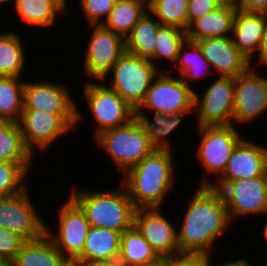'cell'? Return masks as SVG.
Returning <instances> with one entry per match:
<instances>
[{
    "label": "cell",
    "mask_w": 267,
    "mask_h": 266,
    "mask_svg": "<svg viewBox=\"0 0 267 266\" xmlns=\"http://www.w3.org/2000/svg\"><path fill=\"white\" fill-rule=\"evenodd\" d=\"M155 80V81H154ZM147 91L145 100L136 111L151 109L156 113L171 115L181 111L194 110V89L187 85L180 76L164 74L154 78Z\"/></svg>",
    "instance_id": "obj_8"
},
{
    "label": "cell",
    "mask_w": 267,
    "mask_h": 266,
    "mask_svg": "<svg viewBox=\"0 0 267 266\" xmlns=\"http://www.w3.org/2000/svg\"><path fill=\"white\" fill-rule=\"evenodd\" d=\"M263 234H264V238H265V240H266V242H267V221H266V223L264 224Z\"/></svg>",
    "instance_id": "obj_47"
},
{
    "label": "cell",
    "mask_w": 267,
    "mask_h": 266,
    "mask_svg": "<svg viewBox=\"0 0 267 266\" xmlns=\"http://www.w3.org/2000/svg\"><path fill=\"white\" fill-rule=\"evenodd\" d=\"M79 266H124L119 258L109 260L85 261Z\"/></svg>",
    "instance_id": "obj_42"
},
{
    "label": "cell",
    "mask_w": 267,
    "mask_h": 266,
    "mask_svg": "<svg viewBox=\"0 0 267 266\" xmlns=\"http://www.w3.org/2000/svg\"><path fill=\"white\" fill-rule=\"evenodd\" d=\"M117 0H80L82 11L90 25H101L109 16ZM105 17V18H104Z\"/></svg>",
    "instance_id": "obj_36"
},
{
    "label": "cell",
    "mask_w": 267,
    "mask_h": 266,
    "mask_svg": "<svg viewBox=\"0 0 267 266\" xmlns=\"http://www.w3.org/2000/svg\"><path fill=\"white\" fill-rule=\"evenodd\" d=\"M84 83V96L96 121V136L105 130L127 124L135 117V110L104 82Z\"/></svg>",
    "instance_id": "obj_7"
},
{
    "label": "cell",
    "mask_w": 267,
    "mask_h": 266,
    "mask_svg": "<svg viewBox=\"0 0 267 266\" xmlns=\"http://www.w3.org/2000/svg\"><path fill=\"white\" fill-rule=\"evenodd\" d=\"M10 262L7 261L5 258L0 257V266H9Z\"/></svg>",
    "instance_id": "obj_45"
},
{
    "label": "cell",
    "mask_w": 267,
    "mask_h": 266,
    "mask_svg": "<svg viewBox=\"0 0 267 266\" xmlns=\"http://www.w3.org/2000/svg\"><path fill=\"white\" fill-rule=\"evenodd\" d=\"M159 69L150 60L125 52L112 68L110 88L116 91L135 111L145 100Z\"/></svg>",
    "instance_id": "obj_5"
},
{
    "label": "cell",
    "mask_w": 267,
    "mask_h": 266,
    "mask_svg": "<svg viewBox=\"0 0 267 266\" xmlns=\"http://www.w3.org/2000/svg\"><path fill=\"white\" fill-rule=\"evenodd\" d=\"M11 266H68L70 262L56 248L47 233L36 240H26Z\"/></svg>",
    "instance_id": "obj_22"
},
{
    "label": "cell",
    "mask_w": 267,
    "mask_h": 266,
    "mask_svg": "<svg viewBox=\"0 0 267 266\" xmlns=\"http://www.w3.org/2000/svg\"><path fill=\"white\" fill-rule=\"evenodd\" d=\"M58 216V233H51L47 226V235L62 255L73 263L83 252L90 223L71 198L61 206Z\"/></svg>",
    "instance_id": "obj_13"
},
{
    "label": "cell",
    "mask_w": 267,
    "mask_h": 266,
    "mask_svg": "<svg viewBox=\"0 0 267 266\" xmlns=\"http://www.w3.org/2000/svg\"><path fill=\"white\" fill-rule=\"evenodd\" d=\"M27 189L16 195L0 197V227L25 240H36L47 233V225L35 211Z\"/></svg>",
    "instance_id": "obj_12"
},
{
    "label": "cell",
    "mask_w": 267,
    "mask_h": 266,
    "mask_svg": "<svg viewBox=\"0 0 267 266\" xmlns=\"http://www.w3.org/2000/svg\"><path fill=\"white\" fill-rule=\"evenodd\" d=\"M121 233L106 228L90 226L82 254L73 262L119 258Z\"/></svg>",
    "instance_id": "obj_23"
},
{
    "label": "cell",
    "mask_w": 267,
    "mask_h": 266,
    "mask_svg": "<svg viewBox=\"0 0 267 266\" xmlns=\"http://www.w3.org/2000/svg\"><path fill=\"white\" fill-rule=\"evenodd\" d=\"M25 241L19 234L0 227V257L11 263Z\"/></svg>",
    "instance_id": "obj_37"
},
{
    "label": "cell",
    "mask_w": 267,
    "mask_h": 266,
    "mask_svg": "<svg viewBox=\"0 0 267 266\" xmlns=\"http://www.w3.org/2000/svg\"><path fill=\"white\" fill-rule=\"evenodd\" d=\"M134 225L160 257L181 254L177 229L160 212V207L136 209Z\"/></svg>",
    "instance_id": "obj_18"
},
{
    "label": "cell",
    "mask_w": 267,
    "mask_h": 266,
    "mask_svg": "<svg viewBox=\"0 0 267 266\" xmlns=\"http://www.w3.org/2000/svg\"><path fill=\"white\" fill-rule=\"evenodd\" d=\"M259 145L243 138L232 151L227 166L223 174L216 178V183L203 180L201 186H212L221 190L230 181L263 176L267 163V147Z\"/></svg>",
    "instance_id": "obj_15"
},
{
    "label": "cell",
    "mask_w": 267,
    "mask_h": 266,
    "mask_svg": "<svg viewBox=\"0 0 267 266\" xmlns=\"http://www.w3.org/2000/svg\"><path fill=\"white\" fill-rule=\"evenodd\" d=\"M164 266H204V257L186 253L164 256Z\"/></svg>",
    "instance_id": "obj_39"
},
{
    "label": "cell",
    "mask_w": 267,
    "mask_h": 266,
    "mask_svg": "<svg viewBox=\"0 0 267 266\" xmlns=\"http://www.w3.org/2000/svg\"><path fill=\"white\" fill-rule=\"evenodd\" d=\"M95 139L123 173L155 150L136 116L125 125L103 131Z\"/></svg>",
    "instance_id": "obj_4"
},
{
    "label": "cell",
    "mask_w": 267,
    "mask_h": 266,
    "mask_svg": "<svg viewBox=\"0 0 267 266\" xmlns=\"http://www.w3.org/2000/svg\"><path fill=\"white\" fill-rule=\"evenodd\" d=\"M93 31L86 49L84 70L96 82L108 78L113 66L126 52L125 38L102 24L92 25Z\"/></svg>",
    "instance_id": "obj_9"
},
{
    "label": "cell",
    "mask_w": 267,
    "mask_h": 266,
    "mask_svg": "<svg viewBox=\"0 0 267 266\" xmlns=\"http://www.w3.org/2000/svg\"><path fill=\"white\" fill-rule=\"evenodd\" d=\"M28 172L14 162H0V197L16 195L27 188Z\"/></svg>",
    "instance_id": "obj_35"
},
{
    "label": "cell",
    "mask_w": 267,
    "mask_h": 266,
    "mask_svg": "<svg viewBox=\"0 0 267 266\" xmlns=\"http://www.w3.org/2000/svg\"><path fill=\"white\" fill-rule=\"evenodd\" d=\"M212 72L236 78L249 67V60L234 45L232 37L206 38L196 41Z\"/></svg>",
    "instance_id": "obj_19"
},
{
    "label": "cell",
    "mask_w": 267,
    "mask_h": 266,
    "mask_svg": "<svg viewBox=\"0 0 267 266\" xmlns=\"http://www.w3.org/2000/svg\"><path fill=\"white\" fill-rule=\"evenodd\" d=\"M266 22V13L236 9L231 37L234 45L249 60L251 66V58L259 48Z\"/></svg>",
    "instance_id": "obj_21"
},
{
    "label": "cell",
    "mask_w": 267,
    "mask_h": 266,
    "mask_svg": "<svg viewBox=\"0 0 267 266\" xmlns=\"http://www.w3.org/2000/svg\"><path fill=\"white\" fill-rule=\"evenodd\" d=\"M161 26L147 11L125 37L126 52L151 59L154 56L157 33Z\"/></svg>",
    "instance_id": "obj_25"
},
{
    "label": "cell",
    "mask_w": 267,
    "mask_h": 266,
    "mask_svg": "<svg viewBox=\"0 0 267 266\" xmlns=\"http://www.w3.org/2000/svg\"><path fill=\"white\" fill-rule=\"evenodd\" d=\"M144 111H135V116L141 121L147 131V135L151 141V144L155 149L159 150H171L170 142L167 137L179 126L182 122V117H186L187 114L192 111H181L171 115H165L162 113L154 114V121L148 118L143 113ZM153 121V122H152Z\"/></svg>",
    "instance_id": "obj_29"
},
{
    "label": "cell",
    "mask_w": 267,
    "mask_h": 266,
    "mask_svg": "<svg viewBox=\"0 0 267 266\" xmlns=\"http://www.w3.org/2000/svg\"><path fill=\"white\" fill-rule=\"evenodd\" d=\"M117 190L77 191L70 198L81 208L90 226L124 233L134 225L136 208L124 187ZM122 189V190H121Z\"/></svg>",
    "instance_id": "obj_3"
},
{
    "label": "cell",
    "mask_w": 267,
    "mask_h": 266,
    "mask_svg": "<svg viewBox=\"0 0 267 266\" xmlns=\"http://www.w3.org/2000/svg\"><path fill=\"white\" fill-rule=\"evenodd\" d=\"M22 44L18 34L0 32V76L21 77L26 65Z\"/></svg>",
    "instance_id": "obj_30"
},
{
    "label": "cell",
    "mask_w": 267,
    "mask_h": 266,
    "mask_svg": "<svg viewBox=\"0 0 267 266\" xmlns=\"http://www.w3.org/2000/svg\"><path fill=\"white\" fill-rule=\"evenodd\" d=\"M257 52L259 54L257 63L267 66V22H266L262 40L260 41V45H259Z\"/></svg>",
    "instance_id": "obj_41"
},
{
    "label": "cell",
    "mask_w": 267,
    "mask_h": 266,
    "mask_svg": "<svg viewBox=\"0 0 267 266\" xmlns=\"http://www.w3.org/2000/svg\"><path fill=\"white\" fill-rule=\"evenodd\" d=\"M220 192L230 220L238 216L267 213V189L263 176L230 181Z\"/></svg>",
    "instance_id": "obj_16"
},
{
    "label": "cell",
    "mask_w": 267,
    "mask_h": 266,
    "mask_svg": "<svg viewBox=\"0 0 267 266\" xmlns=\"http://www.w3.org/2000/svg\"><path fill=\"white\" fill-rule=\"evenodd\" d=\"M20 78L0 76V120L17 123L20 119L24 108L25 85Z\"/></svg>",
    "instance_id": "obj_31"
},
{
    "label": "cell",
    "mask_w": 267,
    "mask_h": 266,
    "mask_svg": "<svg viewBox=\"0 0 267 266\" xmlns=\"http://www.w3.org/2000/svg\"><path fill=\"white\" fill-rule=\"evenodd\" d=\"M147 11L148 0H117L102 25L125 38Z\"/></svg>",
    "instance_id": "obj_26"
},
{
    "label": "cell",
    "mask_w": 267,
    "mask_h": 266,
    "mask_svg": "<svg viewBox=\"0 0 267 266\" xmlns=\"http://www.w3.org/2000/svg\"><path fill=\"white\" fill-rule=\"evenodd\" d=\"M235 124L199 126V134L202 136L197 158L209 173L223 174L232 151L243 139Z\"/></svg>",
    "instance_id": "obj_11"
},
{
    "label": "cell",
    "mask_w": 267,
    "mask_h": 266,
    "mask_svg": "<svg viewBox=\"0 0 267 266\" xmlns=\"http://www.w3.org/2000/svg\"><path fill=\"white\" fill-rule=\"evenodd\" d=\"M225 0H188V28L198 18L220 6Z\"/></svg>",
    "instance_id": "obj_38"
},
{
    "label": "cell",
    "mask_w": 267,
    "mask_h": 266,
    "mask_svg": "<svg viewBox=\"0 0 267 266\" xmlns=\"http://www.w3.org/2000/svg\"><path fill=\"white\" fill-rule=\"evenodd\" d=\"M18 15L25 23L33 26L54 25L56 15L65 13L67 9L64 0H15Z\"/></svg>",
    "instance_id": "obj_27"
},
{
    "label": "cell",
    "mask_w": 267,
    "mask_h": 266,
    "mask_svg": "<svg viewBox=\"0 0 267 266\" xmlns=\"http://www.w3.org/2000/svg\"><path fill=\"white\" fill-rule=\"evenodd\" d=\"M236 9L234 0H225L189 26L187 39L196 42L206 38L231 37Z\"/></svg>",
    "instance_id": "obj_20"
},
{
    "label": "cell",
    "mask_w": 267,
    "mask_h": 266,
    "mask_svg": "<svg viewBox=\"0 0 267 266\" xmlns=\"http://www.w3.org/2000/svg\"><path fill=\"white\" fill-rule=\"evenodd\" d=\"M236 7L246 12L266 13L267 0H234Z\"/></svg>",
    "instance_id": "obj_40"
},
{
    "label": "cell",
    "mask_w": 267,
    "mask_h": 266,
    "mask_svg": "<svg viewBox=\"0 0 267 266\" xmlns=\"http://www.w3.org/2000/svg\"><path fill=\"white\" fill-rule=\"evenodd\" d=\"M10 0H0V5L5 4V2H9Z\"/></svg>",
    "instance_id": "obj_48"
},
{
    "label": "cell",
    "mask_w": 267,
    "mask_h": 266,
    "mask_svg": "<svg viewBox=\"0 0 267 266\" xmlns=\"http://www.w3.org/2000/svg\"><path fill=\"white\" fill-rule=\"evenodd\" d=\"M64 84L49 81L27 82L24 85V108L52 114H77V124L83 119L75 100Z\"/></svg>",
    "instance_id": "obj_17"
},
{
    "label": "cell",
    "mask_w": 267,
    "mask_h": 266,
    "mask_svg": "<svg viewBox=\"0 0 267 266\" xmlns=\"http://www.w3.org/2000/svg\"><path fill=\"white\" fill-rule=\"evenodd\" d=\"M25 146L33 154L44 150L77 125V114H52L35 109H23L17 122ZM34 147V148H33Z\"/></svg>",
    "instance_id": "obj_6"
},
{
    "label": "cell",
    "mask_w": 267,
    "mask_h": 266,
    "mask_svg": "<svg viewBox=\"0 0 267 266\" xmlns=\"http://www.w3.org/2000/svg\"><path fill=\"white\" fill-rule=\"evenodd\" d=\"M186 39V31L174 26L162 25L157 33L154 56L150 60L157 67L159 66L157 62L165 59L175 65L180 48Z\"/></svg>",
    "instance_id": "obj_34"
},
{
    "label": "cell",
    "mask_w": 267,
    "mask_h": 266,
    "mask_svg": "<svg viewBox=\"0 0 267 266\" xmlns=\"http://www.w3.org/2000/svg\"><path fill=\"white\" fill-rule=\"evenodd\" d=\"M182 221L177 230L179 252L203 257L211 254V246L232 222L220 190L212 186L198 188Z\"/></svg>",
    "instance_id": "obj_1"
},
{
    "label": "cell",
    "mask_w": 267,
    "mask_h": 266,
    "mask_svg": "<svg viewBox=\"0 0 267 266\" xmlns=\"http://www.w3.org/2000/svg\"><path fill=\"white\" fill-rule=\"evenodd\" d=\"M140 266H164V257H159L157 260L151 263H147Z\"/></svg>",
    "instance_id": "obj_44"
},
{
    "label": "cell",
    "mask_w": 267,
    "mask_h": 266,
    "mask_svg": "<svg viewBox=\"0 0 267 266\" xmlns=\"http://www.w3.org/2000/svg\"><path fill=\"white\" fill-rule=\"evenodd\" d=\"M32 156L25 146L18 123L0 120V162L19 163L29 172Z\"/></svg>",
    "instance_id": "obj_24"
},
{
    "label": "cell",
    "mask_w": 267,
    "mask_h": 266,
    "mask_svg": "<svg viewBox=\"0 0 267 266\" xmlns=\"http://www.w3.org/2000/svg\"><path fill=\"white\" fill-rule=\"evenodd\" d=\"M263 177H264V180H265V186H266V189H267V163L264 167V171H263Z\"/></svg>",
    "instance_id": "obj_46"
},
{
    "label": "cell",
    "mask_w": 267,
    "mask_h": 266,
    "mask_svg": "<svg viewBox=\"0 0 267 266\" xmlns=\"http://www.w3.org/2000/svg\"><path fill=\"white\" fill-rule=\"evenodd\" d=\"M250 66L235 78L233 122L248 123L267 111V78ZM237 122V123H236Z\"/></svg>",
    "instance_id": "obj_14"
},
{
    "label": "cell",
    "mask_w": 267,
    "mask_h": 266,
    "mask_svg": "<svg viewBox=\"0 0 267 266\" xmlns=\"http://www.w3.org/2000/svg\"><path fill=\"white\" fill-rule=\"evenodd\" d=\"M234 89V77L219 76L202 96L194 91L198 127L234 124Z\"/></svg>",
    "instance_id": "obj_10"
},
{
    "label": "cell",
    "mask_w": 267,
    "mask_h": 266,
    "mask_svg": "<svg viewBox=\"0 0 267 266\" xmlns=\"http://www.w3.org/2000/svg\"><path fill=\"white\" fill-rule=\"evenodd\" d=\"M159 257L135 225L121 234L119 260L124 266L144 265Z\"/></svg>",
    "instance_id": "obj_28"
},
{
    "label": "cell",
    "mask_w": 267,
    "mask_h": 266,
    "mask_svg": "<svg viewBox=\"0 0 267 266\" xmlns=\"http://www.w3.org/2000/svg\"><path fill=\"white\" fill-rule=\"evenodd\" d=\"M173 152L155 149L124 174L122 185L136 209L160 207L174 188Z\"/></svg>",
    "instance_id": "obj_2"
},
{
    "label": "cell",
    "mask_w": 267,
    "mask_h": 266,
    "mask_svg": "<svg viewBox=\"0 0 267 266\" xmlns=\"http://www.w3.org/2000/svg\"><path fill=\"white\" fill-rule=\"evenodd\" d=\"M211 257L209 256H205L204 257V266H211ZM214 266V265H213ZM216 266H251L250 263H248L245 259L240 258L239 260H235L227 262V263H222L220 265H216Z\"/></svg>",
    "instance_id": "obj_43"
},
{
    "label": "cell",
    "mask_w": 267,
    "mask_h": 266,
    "mask_svg": "<svg viewBox=\"0 0 267 266\" xmlns=\"http://www.w3.org/2000/svg\"><path fill=\"white\" fill-rule=\"evenodd\" d=\"M185 46H187L188 49L190 48V50L186 51ZM175 64V66L179 68L178 70H180V78L191 87L192 85L188 83L189 79L190 81H194L197 78L199 79L202 77L204 70L206 72V69L207 71L211 69L209 62L204 58L198 43L188 39L182 44Z\"/></svg>",
    "instance_id": "obj_33"
},
{
    "label": "cell",
    "mask_w": 267,
    "mask_h": 266,
    "mask_svg": "<svg viewBox=\"0 0 267 266\" xmlns=\"http://www.w3.org/2000/svg\"><path fill=\"white\" fill-rule=\"evenodd\" d=\"M68 266H79V265L74 264V263H70Z\"/></svg>",
    "instance_id": "obj_49"
},
{
    "label": "cell",
    "mask_w": 267,
    "mask_h": 266,
    "mask_svg": "<svg viewBox=\"0 0 267 266\" xmlns=\"http://www.w3.org/2000/svg\"><path fill=\"white\" fill-rule=\"evenodd\" d=\"M188 0H148V11L164 26L188 30Z\"/></svg>",
    "instance_id": "obj_32"
}]
</instances>
